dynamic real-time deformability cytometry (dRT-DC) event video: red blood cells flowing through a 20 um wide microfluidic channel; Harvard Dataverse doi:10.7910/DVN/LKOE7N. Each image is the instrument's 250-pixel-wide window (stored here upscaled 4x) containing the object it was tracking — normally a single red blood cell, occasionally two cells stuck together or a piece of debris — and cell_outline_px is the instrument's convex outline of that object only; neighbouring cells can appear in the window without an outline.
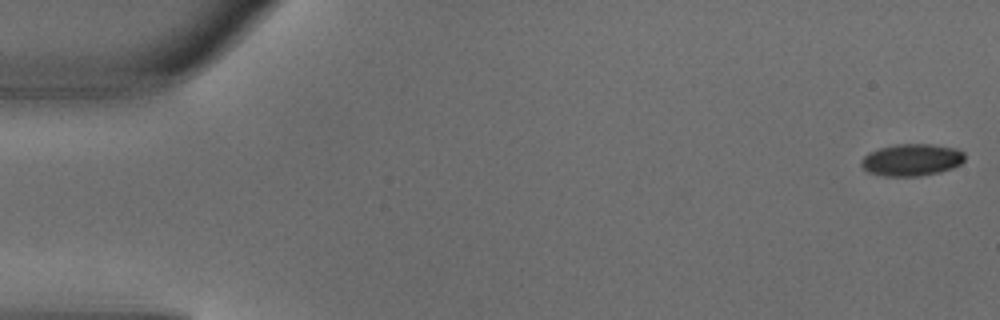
{"species": "common noctule bat (a hibernating species)", "species_latin": "Nyctalus noctula", "temperature_condition": "warm", "stored_images_in_passage": 4, "camera_frame_rate_fps": 3000, "um_per_image_px": 0.085, "animal": {"sex": "male", "body_mass_g": 18.8}, "frame": {"image": 1, "passage_image": 1, "time_ms": 0.0, "image_size_px": [1000, 320], "cell_outline_px": [[964, 160], [960, 164], [952, 168], [940, 172], [920, 176], [884, 176], [868, 172], [860, 164], [860, 160], [868, 152], [880, 148], [896, 144], [928, 144], [956, 148], [964, 152]], "centroid_in_image_um": [77.48, 13.59], "position_along_channel_um": 7.5, "area_um2": 19.36}}